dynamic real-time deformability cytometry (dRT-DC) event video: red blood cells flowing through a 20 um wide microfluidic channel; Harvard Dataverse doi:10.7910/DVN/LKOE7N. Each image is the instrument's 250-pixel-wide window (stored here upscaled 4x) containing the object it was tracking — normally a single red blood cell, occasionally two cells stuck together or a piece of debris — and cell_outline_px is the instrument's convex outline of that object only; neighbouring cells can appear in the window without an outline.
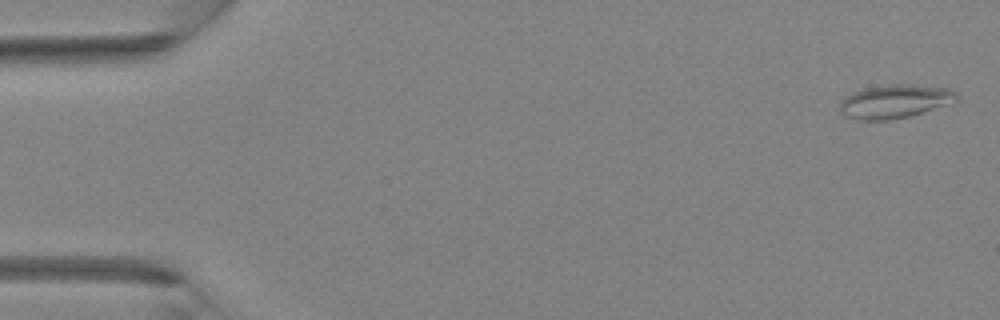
{"species": "Egyptian fruit bat (a non-hibernating species)", "species_latin": "Rousettus aegyptiacus", "temperature_condition": "room temperature", "stored_images_in_passage": 39, "camera_frame_rate_fps": 3000, "um_per_image_px": 0.085, "animal": {"sex": "female"}, "frame": {"image": 1, "passage_image": 1, "time_ms": 0.0, "image_size_px": [1000, 320], "cell_outline_px": [[960, 100], [948, 104], [908, 116], [888, 120], [860, 120], [844, 116], [840, 112], [840, 100], [844, 96], [852, 92], [864, 88], [888, 84], [908, 84], [948, 88], [956, 92], [960, 96]], "centroid_in_image_um": [76.04, 8.61], "position_along_channel_um": 9.0, "area_um2": 23.0}}
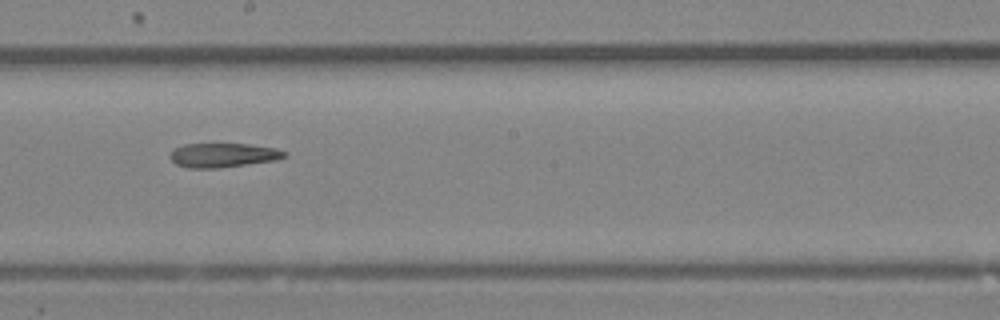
{"frame": {"image": 2, "passage_image": 22, "time_ms": 7.0, "image_size_px": [1000, 320], "cell_outline_px": [[288, 156], [276, 160], [248, 164], [216, 168], [188, 168], [176, 164], [168, 156], [176, 148], [184, 144], [248, 144], [276, 148], [288, 152]], "centroid_in_image_um": [19.0, 13.19], "position_along_channel_um": 229.2, "area_um2": 16.13}}
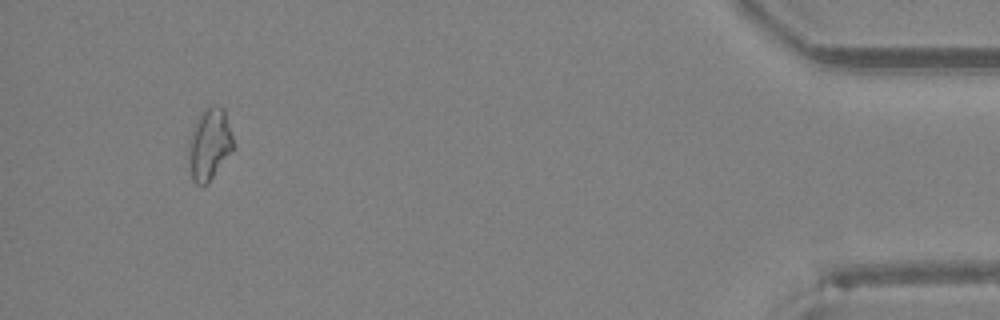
{"frame": {"image": 3, "passage_image": 37, "time_ms": 12.0, "image_size_px": [1000, 320], "cell_outline_px": [[232, 152], [208, 184], [196, 184], [192, 180], [188, 160], [188, 152], [192, 132], [200, 112], [208, 104], [212, 104], [224, 108], [232, 136]], "centroid_in_image_um": [17.8, 12.25], "position_along_channel_um": 417.4, "area_um2": 18.61}}